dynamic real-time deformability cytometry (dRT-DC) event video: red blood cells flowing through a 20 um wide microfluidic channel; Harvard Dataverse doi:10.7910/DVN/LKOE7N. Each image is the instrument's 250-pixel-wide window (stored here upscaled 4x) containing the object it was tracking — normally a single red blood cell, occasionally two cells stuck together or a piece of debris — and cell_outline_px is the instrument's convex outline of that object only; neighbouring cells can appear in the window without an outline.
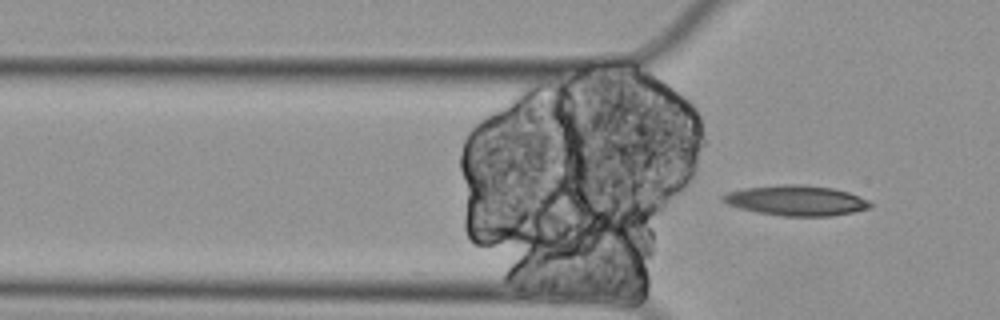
{"species": "Egyptian fruit bat (a non-hibernating species)", "species_latin": "Rousettus aegyptiacus", "temperature_condition": "cold", "stored_images_in_passage": 5, "camera_frame_rate_fps": 3000, "um_per_image_px": 0.085, "animal": {"sex": "female"}, "frame": {"image": 1, "passage_image": 5, "time_ms": 1.333, "image_size_px": [1000, 320], "cell_outline_px": [[872, 208], [832, 216], [784, 216], [756, 212], [740, 208], [728, 204], [720, 200], [720, 196], [724, 192], [744, 188], [784, 184], [800, 184], [832, 188], [848, 192], [868, 200], [872, 204]], "centroid_in_image_um": [67.64, 17.04], "position_along_channel_um": 58.2, "area_um2": 26.07}}